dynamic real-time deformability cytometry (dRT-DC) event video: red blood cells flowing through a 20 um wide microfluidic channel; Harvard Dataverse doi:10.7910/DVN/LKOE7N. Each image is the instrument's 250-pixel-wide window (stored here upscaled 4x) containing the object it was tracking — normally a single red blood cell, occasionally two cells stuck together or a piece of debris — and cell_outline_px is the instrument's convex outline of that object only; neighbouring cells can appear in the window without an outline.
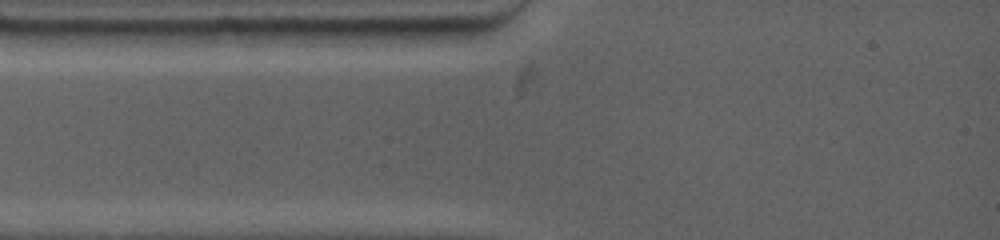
{"species": "common noctule bat (a hibernating species)", "species_latin": "Nyctalus noctula", "temperature_condition": "warm", "stored_images_in_passage": 1, "camera_frame_rate_fps": 4500, "um_per_image_px": 0.085, "animal": {"sex": "female", "body_mass_g": 19.0, "forearm_length_mm": 53.3}, "frame": {"image": 1, "passage_image": 1, "time_ms": 0.0, "image_size_px": [1000, 240], "cell_outline_px": [[176, 32], [132, 44], [100, 44], [36, 32], [72, 28], [124, 28]], "centroid_in_image_um": [9.18, 2.97], "position_along_channel_um": 75.8, "area_um2": 10.23}}